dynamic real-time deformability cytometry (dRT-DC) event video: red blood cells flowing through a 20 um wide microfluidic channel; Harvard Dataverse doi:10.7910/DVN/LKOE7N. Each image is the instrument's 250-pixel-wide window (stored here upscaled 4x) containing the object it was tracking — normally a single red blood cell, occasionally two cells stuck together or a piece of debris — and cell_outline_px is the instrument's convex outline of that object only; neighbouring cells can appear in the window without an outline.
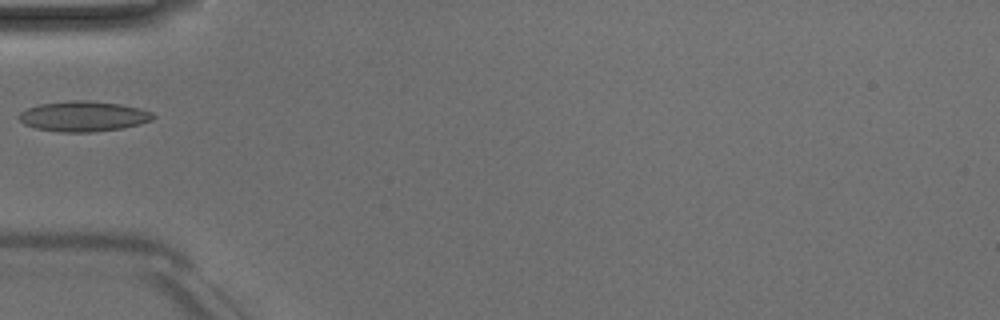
{"species": "Egyptian fruit bat (a non-hibernating species)", "species_latin": "Rousettus aegyptiacus", "temperature_condition": "room temperature", "stored_images_in_passage": 5, "camera_frame_rate_fps": 3000, "um_per_image_px": 0.085, "animal": {"sex": "male"}, "frame": {"image": 1, "passage_image": 5, "time_ms": 4.667, "image_size_px": [1000, 320], "cell_outline_px": [[156, 116], [152, 120], [140, 124], [120, 128], [92, 132], [60, 132], [36, 128], [24, 124], [16, 116], [20, 112], [28, 108], [40, 104], [72, 100], [88, 100], [120, 104], [140, 108], [152, 112]], "centroid_in_image_um": [7.09, 9.88], "position_along_channel_um": 77.9, "area_um2": 23.7}}